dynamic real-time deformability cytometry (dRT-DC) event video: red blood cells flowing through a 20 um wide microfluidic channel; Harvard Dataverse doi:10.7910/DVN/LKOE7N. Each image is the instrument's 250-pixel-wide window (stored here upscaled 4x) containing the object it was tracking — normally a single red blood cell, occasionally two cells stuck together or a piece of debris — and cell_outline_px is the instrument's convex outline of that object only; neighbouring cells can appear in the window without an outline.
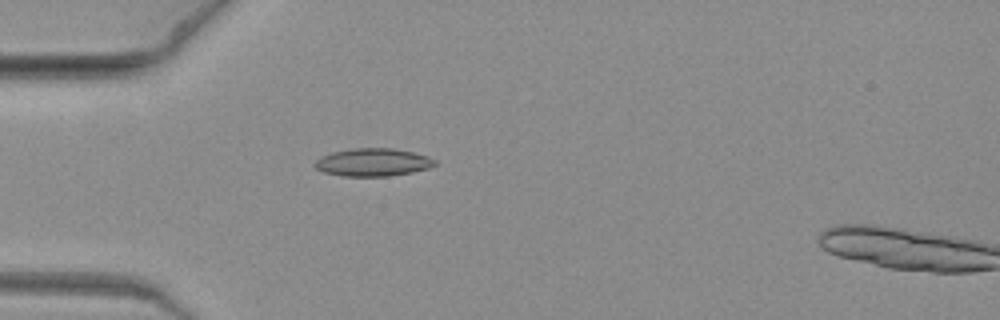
{"species": "common noctule bat (a hibernating species)", "species_latin": "Nyctalus noctula", "temperature_condition": "warm", "stored_images_in_passage": 3, "camera_frame_rate_fps": 3000, "um_per_image_px": 0.085, "animal": {"sex": "female", "body_mass_g": 19.3, "forearm_length_mm": 54.1}, "frame": {"image": 1, "passage_image": 2, "time_ms": 0.333, "image_size_px": [1000, 320], "cell_outline_px": [[436, 164], [428, 168], [412, 172], [388, 176], [344, 176], [324, 172], [316, 168], [316, 160], [320, 156], [332, 152], [352, 148], [392, 148], [412, 152], [428, 156], [436, 160]], "centroid_in_image_um": [31.7, 13.79], "position_along_channel_um": 53.3, "area_um2": 19.36}}